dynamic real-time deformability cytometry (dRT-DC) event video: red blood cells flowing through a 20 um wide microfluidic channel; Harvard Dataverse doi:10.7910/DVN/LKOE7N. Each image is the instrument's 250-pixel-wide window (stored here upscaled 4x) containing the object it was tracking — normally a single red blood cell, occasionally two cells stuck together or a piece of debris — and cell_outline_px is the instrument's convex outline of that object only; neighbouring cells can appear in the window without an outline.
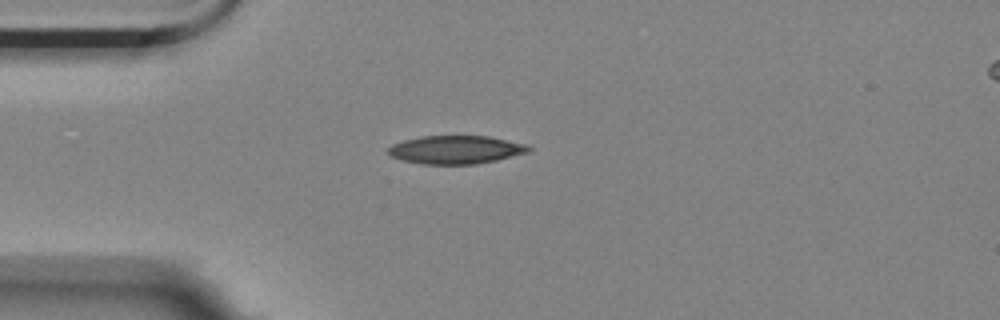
{"species": "Egyptian fruit bat (a non-hibernating species)", "species_latin": "Rousettus aegyptiacus", "temperature_condition": "room temperature", "stored_images_in_passage": 1, "camera_frame_rate_fps": 3000, "um_per_image_px": 0.085, "animal": {"sex": "female"}, "frame": {"image": 1, "passage_image": 1, "time_ms": 0.0, "image_size_px": [1000, 320], "cell_outline_px": [[532, 148], [528, 152], [496, 160], [476, 164], [420, 164], [400, 160], [392, 156], [388, 152], [388, 148], [392, 144], [404, 140], [420, 136], [488, 136], [528, 144]], "centroid_in_image_um": [38.74, 12.72], "position_along_channel_um": 46.3, "area_um2": 23.18}}